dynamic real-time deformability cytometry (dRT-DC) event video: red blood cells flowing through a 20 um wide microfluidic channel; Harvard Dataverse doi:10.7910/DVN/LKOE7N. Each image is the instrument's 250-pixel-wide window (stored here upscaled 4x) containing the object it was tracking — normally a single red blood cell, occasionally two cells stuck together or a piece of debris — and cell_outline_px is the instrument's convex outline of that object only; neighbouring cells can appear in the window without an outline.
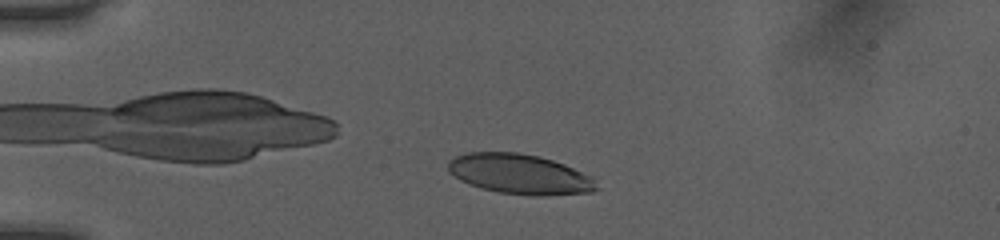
{"species": "human", "species_latin": "Homo sapiens", "temperature_condition": "room temperature", "stored_images_in_passage": 40, "camera_frame_rate_fps": 3000, "um_per_image_px": 0.085, "donor": {"sex": "female"}, "frame": {"image": 1, "passage_image": 2, "time_ms": 0.333, "image_size_px": [1000, 240], "cell_outline_px": [[600, 188], [592, 192], [540, 196], [532, 196], [500, 192], [480, 188], [468, 184], [460, 180], [448, 172], [448, 160], [456, 156], [468, 152], [516, 152], [540, 156], [564, 164], [592, 176]], "centroid_in_image_um": [44.18, 14.8], "position_along_channel_um": 40.8, "area_um2": 34.85}}
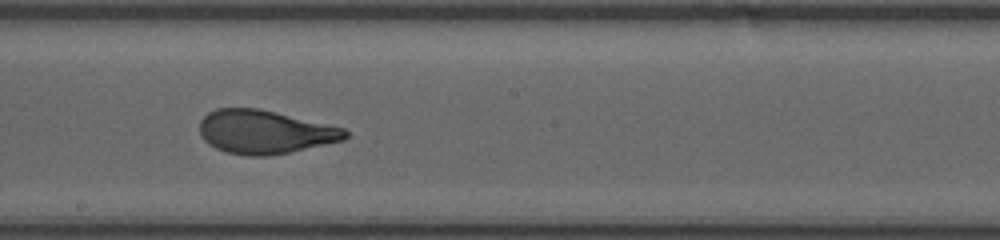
{"frame": {"image": 2, "passage_image": 19, "time_ms": 6.0, "image_size_px": [1000, 240], "cell_outline_px": [[348, 136], [344, 140], [288, 152], [268, 156], [248, 156], [228, 152], [216, 148], [208, 144], [204, 140], [200, 132], [200, 120], [208, 112], [216, 108], [260, 108], [344, 128], [348, 132]], "centroid_in_image_um": [22.48, 11.2], "position_along_channel_um": 225.7, "area_um2": 36.82}}
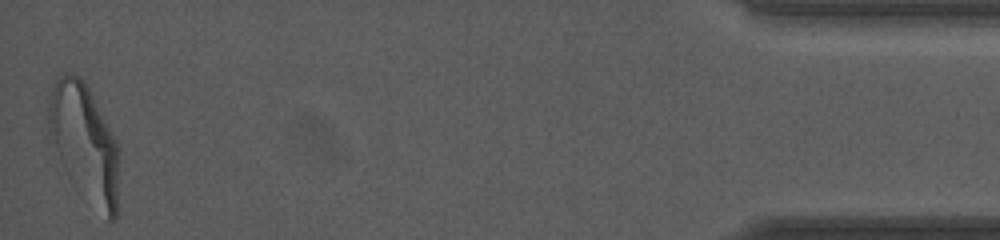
{"frame": {"image": 3, "passage_image": 40, "time_ms": 13.0, "image_size_px": [1000, 240], "cell_outline_px": [[120, 152], [116, 216], [108, 224], [48, 140], [48, 104], [52, 88], [56, 80], [64, 72], [68, 72], [80, 76], [84, 80], [116, 140], [120, 148]], "centroid_in_image_um": [7.21, 12.05], "position_along_channel_um": 428.0, "area_um2": 46.99}, "authors_computed_cell_mechanics": {"area_um2": 37.1076, "velocity_mm_per_s": 4.0521, "shape_relaxation_time_tau1_ms": 4.1874, "shape_relaxation_time_tau2_ms": 0.6572, "deformation_change_tau1": 0.1996, "deformation_change_tau2": 0.0615}}